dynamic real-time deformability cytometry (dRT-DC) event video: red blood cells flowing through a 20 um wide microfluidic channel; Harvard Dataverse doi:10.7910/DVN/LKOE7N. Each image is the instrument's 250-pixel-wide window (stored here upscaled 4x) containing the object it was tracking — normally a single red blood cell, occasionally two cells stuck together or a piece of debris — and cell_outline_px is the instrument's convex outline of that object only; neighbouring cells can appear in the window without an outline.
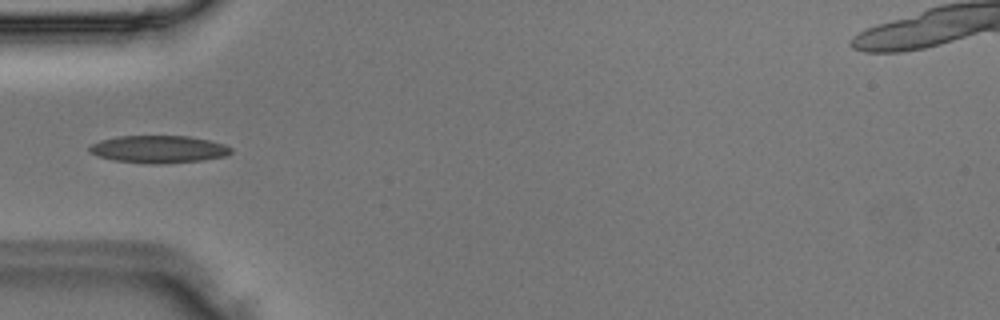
{"species": "Egyptian fruit bat (a non-hibernating species)", "species_latin": "Rousettus aegyptiacus", "temperature_condition": "room temperature", "stored_images_in_passage": 4, "camera_frame_rate_fps": 3000, "um_per_image_px": 0.085, "animal": {"sex": "male"}, "frame": {"image": 1, "passage_image": 4, "time_ms": 1.0, "image_size_px": [1000, 320], "cell_outline_px": [[232, 152], [224, 156], [204, 160], [160, 164], [148, 164], [112, 160], [96, 156], [88, 152], [88, 144], [100, 140], [116, 136], [188, 136], [208, 140], [224, 144], [232, 148]], "centroid_in_image_um": [13.41, 12.69], "position_along_channel_um": 71.6, "area_um2": 22.95}}